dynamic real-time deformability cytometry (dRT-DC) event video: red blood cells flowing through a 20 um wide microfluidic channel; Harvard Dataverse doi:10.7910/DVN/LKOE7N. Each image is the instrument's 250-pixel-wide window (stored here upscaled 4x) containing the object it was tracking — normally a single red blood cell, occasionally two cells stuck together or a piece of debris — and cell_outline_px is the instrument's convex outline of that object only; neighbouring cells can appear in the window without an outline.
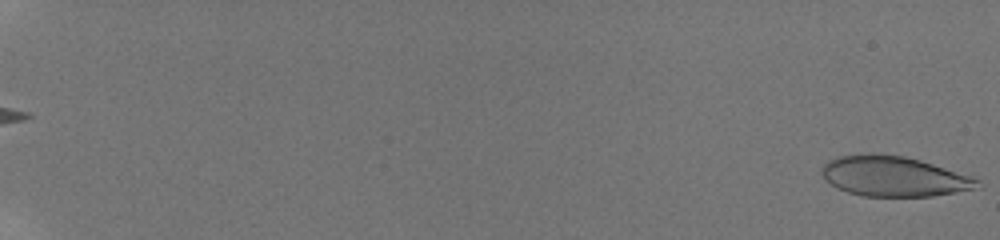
{"species": "human", "species_latin": "Homo sapiens", "temperature_condition": "room temperature", "stored_images_in_passage": 47, "camera_frame_rate_fps": 3000, "um_per_image_px": 0.085, "donor": {"sex": "male"}, "frame": {"image": 1, "passage_image": 1, "time_ms": 0.0, "image_size_px": [1000, 240], "cell_outline_px": [[980, 188], [932, 196], [864, 196], [848, 192], [836, 188], [824, 180], [820, 172], [820, 168], [828, 160], [840, 156], [868, 152], [872, 152], [904, 156], [920, 160], [972, 176], [980, 180]], "centroid_in_image_um": [75.94, 14.98], "position_along_channel_um": 9.1, "area_um2": 36.82}}
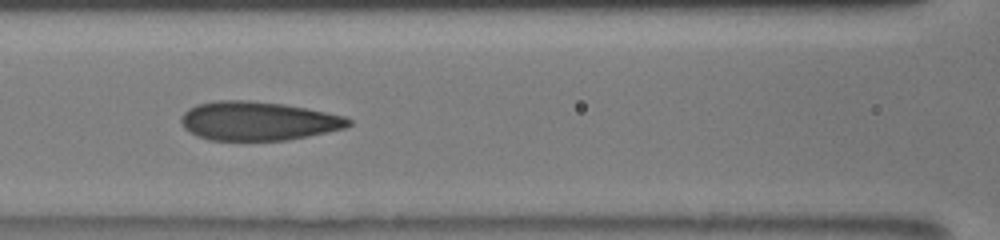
{"frame": {"image": 2, "passage_image": 25, "time_ms": 9.667, "image_size_px": [1000, 240], "cell_outline_px": [[352, 124], [344, 128], [308, 136], [288, 140], [208, 140], [196, 136], [188, 132], [184, 128], [180, 120], [180, 116], [188, 108], [196, 104], [216, 100], [248, 100], [284, 104], [344, 116], [352, 120]], "centroid_in_image_um": [21.87, 10.28], "position_along_channel_um": 144.7, "area_um2": 38.03}}
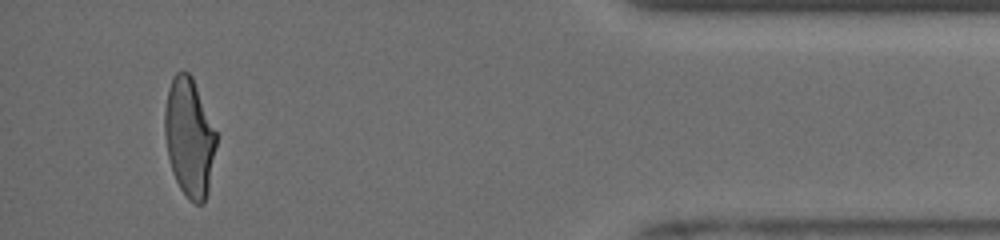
{"frame": {"image": 3, "passage_image": 45, "time_ms": 17.667, "image_size_px": [1000, 240], "cell_outline_px": [[216, 144], [208, 192], [204, 204], [196, 204], [188, 200], [180, 188], [172, 172], [168, 156], [164, 132], [164, 112], [168, 88], [176, 72], [188, 72], [192, 76], [216, 132]], "centroid_in_image_um": [16.08, 11.71], "position_along_channel_um": 419.1, "area_um2": 35.49}, "authors_computed_cell_mechanics": {"area_um2": 37.0498, "velocity_mm_per_s": 3.9626, "shape_relaxation_time_tau1_ms": 10.8903, "shape_relaxation_time_tau2_ms": 0.8553, "deformation_change_tau1": 0.2875, "deformation_change_tau2": 0.0899}}